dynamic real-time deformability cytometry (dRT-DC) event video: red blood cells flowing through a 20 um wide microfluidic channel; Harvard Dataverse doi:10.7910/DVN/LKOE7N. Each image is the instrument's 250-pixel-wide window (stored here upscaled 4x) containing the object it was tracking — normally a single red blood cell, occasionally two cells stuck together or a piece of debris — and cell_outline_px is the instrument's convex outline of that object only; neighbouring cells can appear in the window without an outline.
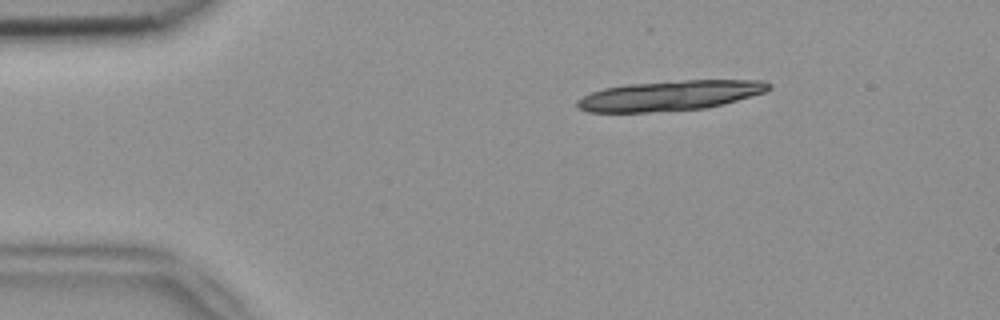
{"species": "common noctule bat (a hibernating species)", "species_latin": "Nyctalus noctula", "temperature_condition": "room temperature", "stored_images_in_passage": 11, "camera_frame_rate_fps": 3000, "um_per_image_px": 0.085, "animal": {"sex": "female", "body_mass_g": 18.4}, "frame": {"image": 1, "passage_image": 1, "time_ms": 0.0, "image_size_px": [1000, 320], "cell_outline_px": [[772, 88], [764, 92], [724, 104], [704, 108], [648, 112], [588, 112], [576, 108], [576, 100], [592, 92], [604, 88], [624, 84], [684, 80], [764, 80], [772, 84]], "centroid_in_image_um": [56.93, 8.12], "position_along_channel_um": 28.1, "area_um2": 33.58}}